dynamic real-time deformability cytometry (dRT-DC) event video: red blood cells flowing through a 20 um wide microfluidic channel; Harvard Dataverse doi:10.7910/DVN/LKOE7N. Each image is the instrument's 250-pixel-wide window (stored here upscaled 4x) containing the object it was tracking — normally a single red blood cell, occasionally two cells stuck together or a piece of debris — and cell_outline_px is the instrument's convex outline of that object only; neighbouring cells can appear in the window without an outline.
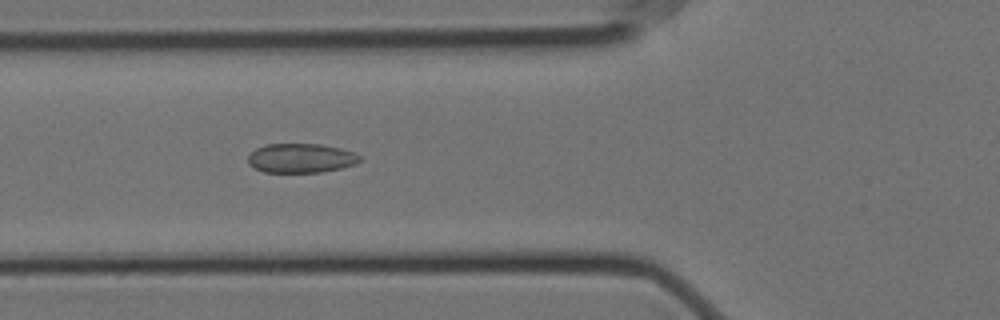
{"species": "Egyptian fruit bat (a non-hibernating species)", "species_latin": "Rousettus aegyptiacus", "temperature_condition": "cold", "stored_images_in_passage": 3, "camera_frame_rate_fps": 3000, "um_per_image_px": 0.085, "animal": {"sex": "female"}, "frame": {"image": 1, "passage_image": 3, "time_ms": 0.667, "image_size_px": [1000, 320], "cell_outline_px": [[360, 160], [356, 164], [340, 168], [320, 172], [264, 172], [248, 164], [248, 156], [256, 148], [264, 144], [320, 144], [340, 148], [352, 152], [360, 156]], "centroid_in_image_um": [25.56, 13.44], "position_along_channel_um": 100.2, "area_um2": 18.96}}